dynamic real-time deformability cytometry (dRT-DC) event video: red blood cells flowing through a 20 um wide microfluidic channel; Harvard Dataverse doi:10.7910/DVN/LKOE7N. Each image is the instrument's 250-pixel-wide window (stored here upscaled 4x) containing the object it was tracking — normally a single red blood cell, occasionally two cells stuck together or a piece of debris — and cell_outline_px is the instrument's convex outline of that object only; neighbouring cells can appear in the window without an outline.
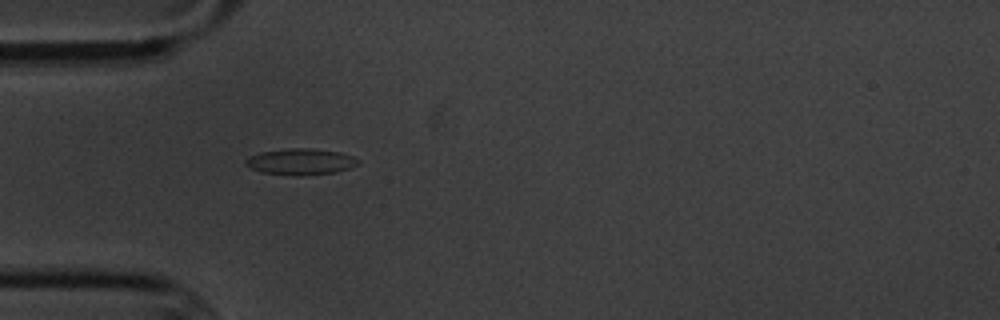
{"species": "common noctule bat (a hibernating species)", "species_latin": "Nyctalus noctula", "temperature_condition": "cold", "stored_images_in_passage": 2, "camera_frame_rate_fps": 3000, "um_per_image_px": 0.085, "animal": {"sex": "male", "body_mass_g": 20.1, "forearm_length_mm": 53.5}, "frame": {"image": 1, "passage_image": 2, "time_ms": 2.0, "image_size_px": [1000, 320], "cell_outline_px": [[360, 164], [336, 172], [300, 176], [296, 176], [260, 172], [244, 164], [244, 160], [248, 156], [260, 152], [288, 148], [308, 148], [340, 152], [352, 156], [360, 160]], "centroid_in_image_um": [25.54, 13.74], "position_along_channel_um": 59.5, "area_um2": 17.34}}